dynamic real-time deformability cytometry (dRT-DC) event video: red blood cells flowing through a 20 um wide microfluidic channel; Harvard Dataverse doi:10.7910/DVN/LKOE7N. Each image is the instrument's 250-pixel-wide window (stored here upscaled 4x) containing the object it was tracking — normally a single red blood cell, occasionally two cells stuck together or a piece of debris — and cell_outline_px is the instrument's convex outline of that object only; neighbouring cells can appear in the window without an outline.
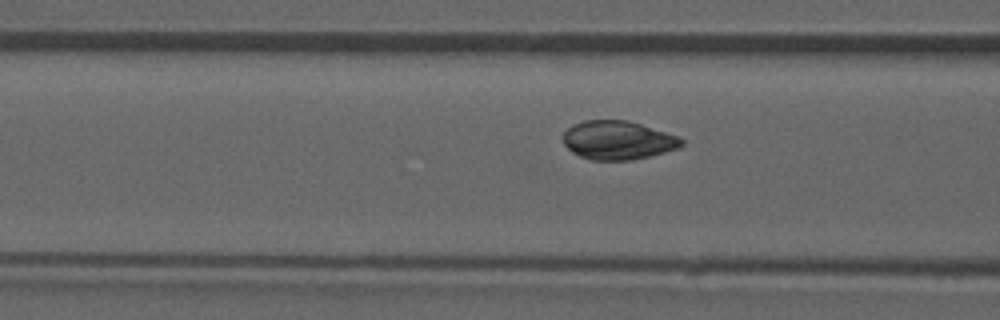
{"species": "common noctule bat (a hibernating species)", "species_latin": "Nyctalus noctula", "temperature_condition": "room temperature", "stored_images_in_passage": 24, "camera_frame_rate_fps": 3000, "um_per_image_px": 0.085, "animal": {"sex": "male", "forearm_length_mm": 52.5}, "frame": {"image": 1, "passage_image": 21, "time_ms": 6.667, "image_size_px": [1000, 320], "cell_outline_px": [[684, 144], [680, 148], [632, 160], [588, 160], [572, 152], [564, 144], [564, 132], [572, 124], [584, 120], [628, 120], [680, 136], [684, 140]], "centroid_in_image_um": [52.54, 11.91], "position_along_channel_um": 114.1, "area_um2": 26.88}}